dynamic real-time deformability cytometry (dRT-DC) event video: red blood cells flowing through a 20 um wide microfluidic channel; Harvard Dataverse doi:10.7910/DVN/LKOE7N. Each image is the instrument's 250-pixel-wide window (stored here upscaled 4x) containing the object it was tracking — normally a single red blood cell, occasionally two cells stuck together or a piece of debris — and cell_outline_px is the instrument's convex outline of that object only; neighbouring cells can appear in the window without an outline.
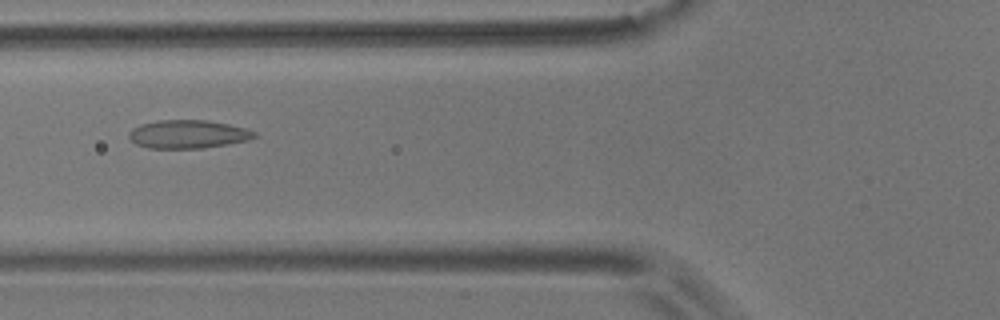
{"species": "common noctule bat (a hibernating species)", "species_latin": "Nyctalus noctula", "temperature_condition": "room temperature", "stored_images_in_passage": 4, "camera_frame_rate_fps": 3000, "um_per_image_px": 0.085, "animal": {"sex": "male", "body_mass_g": 17.9}, "frame": {"image": 1, "passage_image": 3, "time_ms": 2.333, "image_size_px": [1000, 320], "cell_outline_px": [[256, 136], [248, 140], [228, 144], [200, 148], [148, 148], [136, 144], [128, 136], [128, 132], [132, 128], [140, 124], [160, 120], [204, 120], [228, 124], [248, 128], [256, 132]], "centroid_in_image_um": [15.97, 11.4], "position_along_channel_um": 109.8, "area_um2": 20.69}}
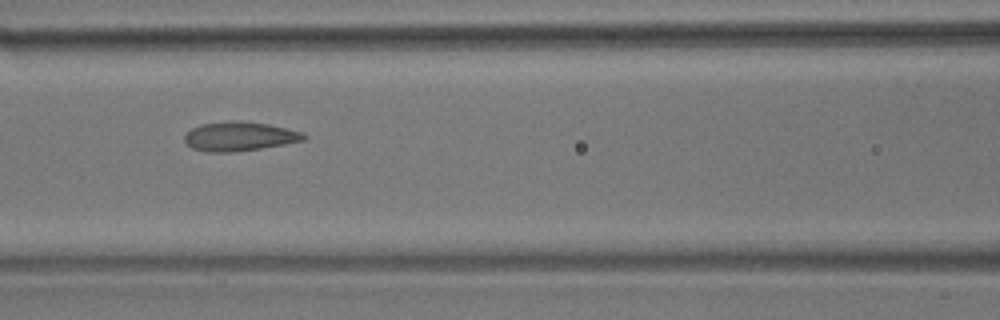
{"frame": {"image": 2, "passage_image": 4, "time_ms": 3.333, "image_size_px": [1000, 320], "cell_outline_px": [[308, 136], [304, 140], [284, 144], [236, 152], [204, 152], [192, 148], [184, 140], [184, 136], [192, 128], [200, 124], [268, 124], [304, 132]], "centroid_in_image_um": [20.37, 11.65], "position_along_channel_um": 146.2, "area_um2": 19.31}}